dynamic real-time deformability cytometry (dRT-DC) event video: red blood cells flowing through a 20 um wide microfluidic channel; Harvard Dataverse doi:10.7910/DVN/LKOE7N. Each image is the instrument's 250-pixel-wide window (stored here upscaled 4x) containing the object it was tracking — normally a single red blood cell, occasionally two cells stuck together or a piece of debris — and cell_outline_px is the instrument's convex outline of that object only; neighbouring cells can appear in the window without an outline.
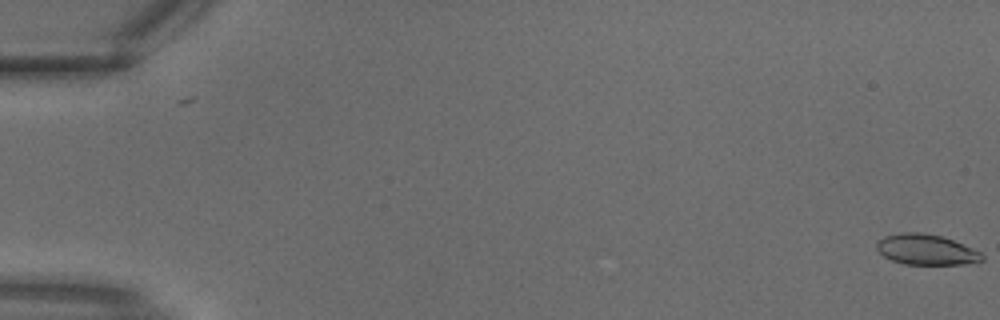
{"species": "common noctule bat (a hibernating species)", "species_latin": "Nyctalus noctula", "temperature_condition": "warm", "stored_images_in_passage": 3, "camera_frame_rate_fps": 3000, "um_per_image_px": 0.085, "animal": {"sex": "male", "body_mass_g": 18.8}, "frame": {"image": 1, "passage_image": 3, "time_ms": 0.667, "image_size_px": [1000, 320], "cell_outline_px": [[984, 260], [964, 264], [904, 264], [892, 260], [884, 256], [876, 248], [876, 240], [884, 236], [900, 232], [924, 232], [940, 236], [952, 240], [980, 252], [984, 256]], "centroid_in_image_um": [78.68, 21.2], "position_along_channel_um": 6.3, "area_um2": 18.67}}